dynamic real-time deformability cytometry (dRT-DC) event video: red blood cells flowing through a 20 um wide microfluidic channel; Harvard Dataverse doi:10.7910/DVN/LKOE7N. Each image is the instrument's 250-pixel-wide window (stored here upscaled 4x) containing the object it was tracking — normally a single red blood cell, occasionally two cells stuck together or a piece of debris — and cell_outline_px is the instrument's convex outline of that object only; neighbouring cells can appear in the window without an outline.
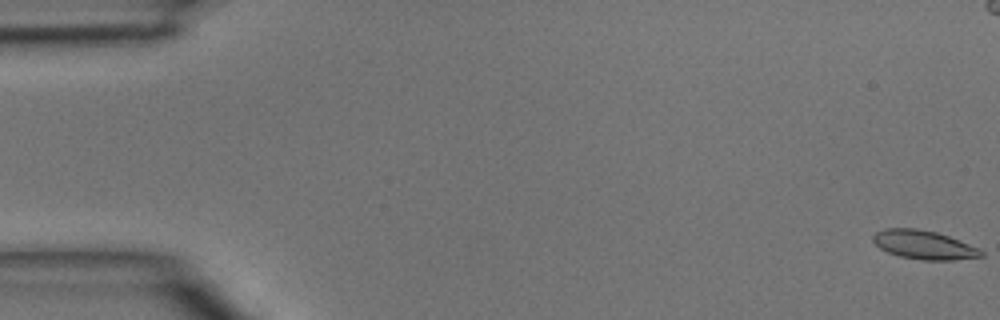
{"species": "common noctule bat (a hibernating species)", "species_latin": "Nyctalus noctula", "temperature_condition": "room temperature", "stored_images_in_passage": 48, "camera_frame_rate_fps": 3000, "um_per_image_px": 0.085, "animal": {"sex": "male", "body_mass_g": 15.6}, "frame": {"image": 1, "passage_image": 1, "time_ms": 0.0, "image_size_px": [1000, 320], "cell_outline_px": [[984, 256], [952, 260], [924, 260], [900, 256], [888, 252], [880, 248], [872, 240], [872, 236], [876, 232], [884, 228], [916, 228], [936, 232], [948, 236], [980, 248], [984, 252]], "centroid_in_image_um": [78.54, 20.8], "position_along_channel_um": 6.5, "area_um2": 18.09}}